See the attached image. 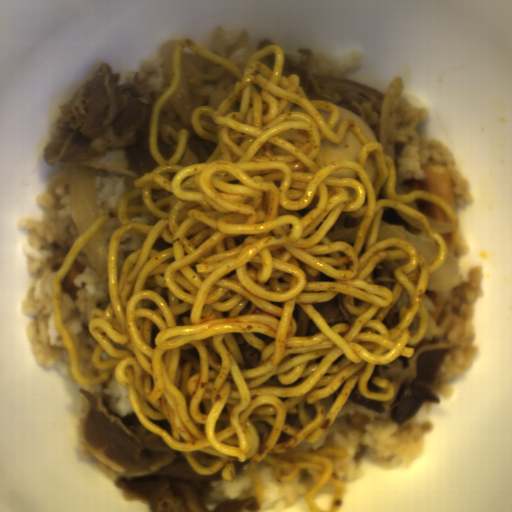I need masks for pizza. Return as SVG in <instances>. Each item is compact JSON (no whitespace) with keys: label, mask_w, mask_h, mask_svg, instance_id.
I'll return each instance as SVG.
<instances>
[{"label":"pizza","mask_w":512,"mask_h":512,"mask_svg":"<svg viewBox=\"0 0 512 512\" xmlns=\"http://www.w3.org/2000/svg\"><path fill=\"white\" fill-rule=\"evenodd\" d=\"M85 265L75 258L72 267L67 271L61 285L63 292L68 294L72 299H76L79 286L75 284L74 279L83 273Z\"/></svg>","instance_id":"obj_2"},{"label":"pizza","mask_w":512,"mask_h":512,"mask_svg":"<svg viewBox=\"0 0 512 512\" xmlns=\"http://www.w3.org/2000/svg\"><path fill=\"white\" fill-rule=\"evenodd\" d=\"M411 192L422 190L431 192L446 202L457 216L454 189L450 173L443 166H427L423 169L422 179H411Z\"/></svg>","instance_id":"obj_1"},{"label":"pizza","mask_w":512,"mask_h":512,"mask_svg":"<svg viewBox=\"0 0 512 512\" xmlns=\"http://www.w3.org/2000/svg\"><path fill=\"white\" fill-rule=\"evenodd\" d=\"M424 295L426 297H428L435 305L434 310L430 311L429 314H430L432 320L434 321V323L439 326L444 318L445 313H446L445 303L438 296L437 291H431V290L426 289Z\"/></svg>","instance_id":"obj_4"},{"label":"pizza","mask_w":512,"mask_h":512,"mask_svg":"<svg viewBox=\"0 0 512 512\" xmlns=\"http://www.w3.org/2000/svg\"><path fill=\"white\" fill-rule=\"evenodd\" d=\"M438 235L445 241L446 251L453 254L454 257L456 258L458 250L456 248V245H455L452 235H448V234H438Z\"/></svg>","instance_id":"obj_5"},{"label":"pizza","mask_w":512,"mask_h":512,"mask_svg":"<svg viewBox=\"0 0 512 512\" xmlns=\"http://www.w3.org/2000/svg\"><path fill=\"white\" fill-rule=\"evenodd\" d=\"M64 258H65V256H61V257L53 260V262L51 263L53 272L56 273L59 270Z\"/></svg>","instance_id":"obj_6"},{"label":"pizza","mask_w":512,"mask_h":512,"mask_svg":"<svg viewBox=\"0 0 512 512\" xmlns=\"http://www.w3.org/2000/svg\"><path fill=\"white\" fill-rule=\"evenodd\" d=\"M414 204L420 210L421 213L425 214L426 217L431 218L436 221H440L443 223L453 222L447 214L444 212L442 208H440L437 204L432 201H429L425 198H416Z\"/></svg>","instance_id":"obj_3"}]
</instances>
